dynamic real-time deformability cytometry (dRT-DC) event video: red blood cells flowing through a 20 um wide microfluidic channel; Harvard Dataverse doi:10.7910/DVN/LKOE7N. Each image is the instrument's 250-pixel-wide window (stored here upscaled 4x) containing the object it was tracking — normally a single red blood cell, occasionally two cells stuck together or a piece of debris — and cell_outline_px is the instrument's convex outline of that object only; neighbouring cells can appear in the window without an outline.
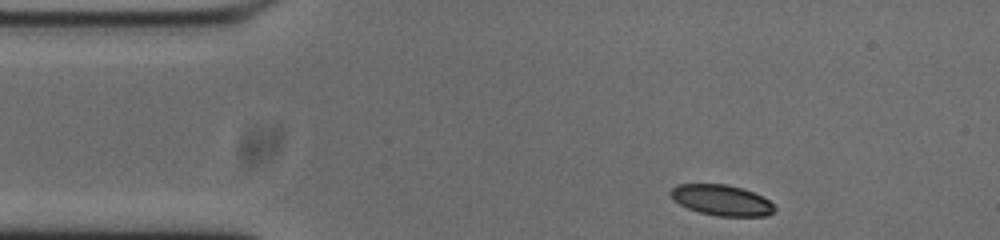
{"species": "common noctule bat (a hibernating species)", "species_latin": "Nyctalus noctula", "temperature_condition": "cold", "stored_images_in_passage": 47, "camera_frame_rate_fps": 3000, "um_per_image_px": 0.085, "animal": {"sex": "male", "body_mass_g": 20.0, "forearm_length_mm": 53.3}, "frame": {"image": 1, "passage_image": 1, "time_ms": 0.0, "image_size_px": [1000, 240], "cell_outline_px": [[776, 212], [768, 216], [716, 216], [700, 212], [688, 208], [680, 204], [668, 192], [676, 184], [728, 184], [752, 192], [768, 200], [776, 208]], "centroid_in_image_um": [61.35, 17.02], "position_along_channel_um": 23.7, "area_um2": 18.5}}
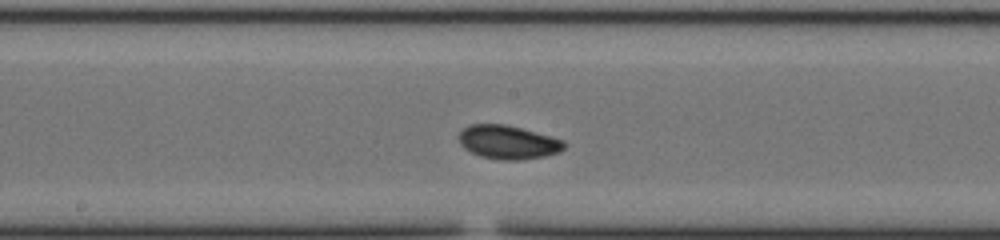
{"frame": {"image": 2, "passage_image": 20, "time_ms": 6.333, "image_size_px": [1000, 240], "cell_outline_px": [[568, 144], [560, 152], [544, 156], [520, 160], [504, 160], [480, 156], [464, 148], [460, 144], [456, 136], [468, 124], [504, 124], [520, 128], [564, 140]], "centroid_in_image_um": [43.17, 12.08], "position_along_channel_um": 205.0, "area_um2": 20.69}}
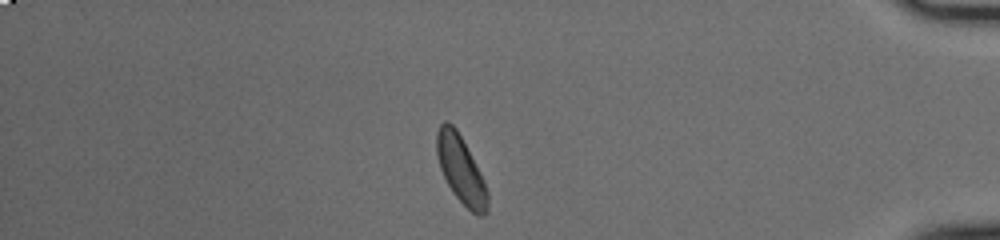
{"frame": {"image": 3, "passage_image": 39, "time_ms": 12.667, "image_size_px": [1000, 240], "cell_outline_px": [[488, 212], [484, 216], [476, 216], [452, 192], [440, 168], [436, 152], [436, 132], [440, 124], [444, 120], [448, 120], [456, 128], [480, 172], [488, 192]], "centroid_in_image_um": [39.17, 14.41], "position_along_channel_um": 396.0, "area_um2": 19.88}, "authors_computed_cell_mechanics": {"area_um2": 19.652, "velocity_mm_per_s": 3.728, "shape_relaxation_time_tau1_ms": 2.1391, "shape_relaxation_time_tau2_ms": null, "deformation_change_tau1": 0.0775, "deformation_change_tau2": null}}